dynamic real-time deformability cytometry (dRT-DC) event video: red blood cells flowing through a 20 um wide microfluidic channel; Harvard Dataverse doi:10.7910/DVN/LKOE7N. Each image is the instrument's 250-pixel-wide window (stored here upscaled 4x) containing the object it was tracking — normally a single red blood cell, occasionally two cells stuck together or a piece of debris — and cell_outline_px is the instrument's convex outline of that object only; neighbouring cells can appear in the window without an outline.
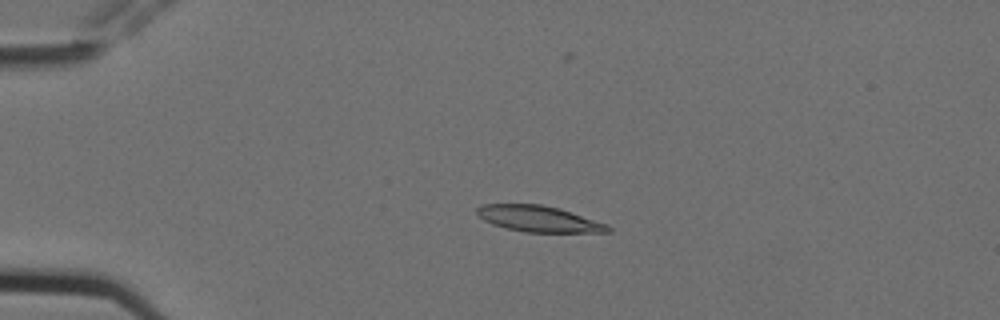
{"species": "Egyptian fruit bat (a non-hibernating species)", "species_latin": "Rousettus aegyptiacus", "temperature_condition": "cold", "stored_images_in_passage": 6, "camera_frame_rate_fps": 3000, "um_per_image_px": 0.085, "animal": {"sex": "female"}, "frame": {"image": 1, "passage_image": 4, "time_ms": 1.0, "image_size_px": [1000, 320], "cell_outline_px": [[612, 232], [524, 232], [504, 228], [492, 224], [484, 220], [476, 212], [476, 208], [480, 204], [540, 204], [560, 208], [608, 224], [612, 228]], "centroid_in_image_um": [45.8, 18.6], "position_along_channel_um": 39.2, "area_um2": 20.06}}